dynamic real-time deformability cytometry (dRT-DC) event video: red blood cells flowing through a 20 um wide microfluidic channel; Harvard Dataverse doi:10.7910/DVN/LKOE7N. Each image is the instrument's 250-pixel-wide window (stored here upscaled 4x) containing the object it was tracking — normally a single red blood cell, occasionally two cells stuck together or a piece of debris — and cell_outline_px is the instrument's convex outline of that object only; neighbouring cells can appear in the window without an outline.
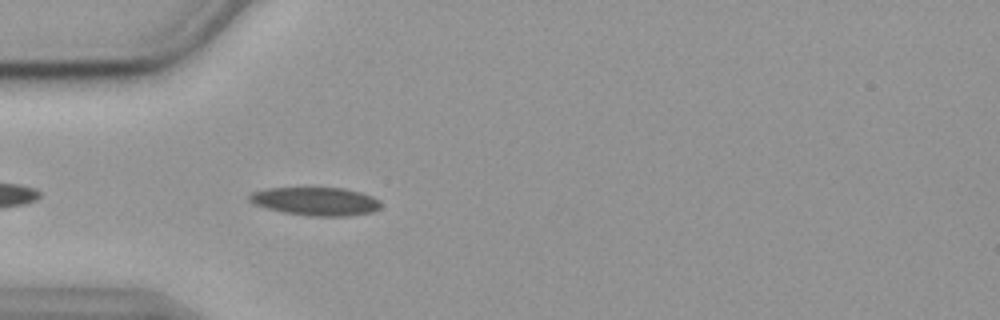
{"species": "common noctule bat (a hibernating species)", "species_latin": "Nyctalus noctula", "temperature_condition": "cold", "stored_images_in_passage": 39, "camera_frame_rate_fps": 3000, "um_per_image_px": 0.085, "animal": {"sex": "female", "body_mass_g": 19.9}, "frame": {"image": 1, "passage_image": 3, "time_ms": 0.667, "image_size_px": [1000, 320], "cell_outline_px": [[380, 208], [372, 212], [348, 216], [312, 216], [284, 212], [252, 204], [248, 200], [248, 196], [252, 192], [264, 188], [344, 188], [360, 192], [372, 196], [380, 200]], "centroid_in_image_um": [26.82, 17.11], "position_along_channel_um": 58.2, "area_um2": 21.68}}
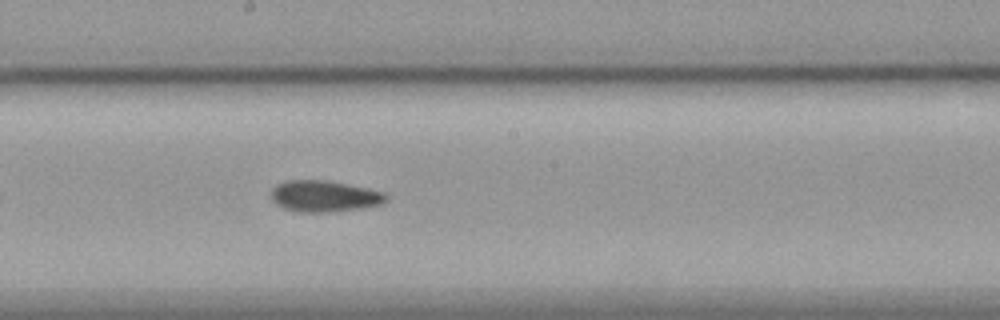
{"frame": {"image": 2, "passage_image": 17, "time_ms": 5.333, "image_size_px": [1000, 320], "cell_outline_px": [[388, 200], [384, 204], [360, 208], [332, 212], [296, 212], [284, 208], [276, 204], [272, 200], [272, 188], [276, 184], [288, 180], [324, 180], [384, 192], [388, 196]], "centroid_in_image_um": [27.56, 16.69], "position_along_channel_um": 220.6, "area_um2": 20.92}}
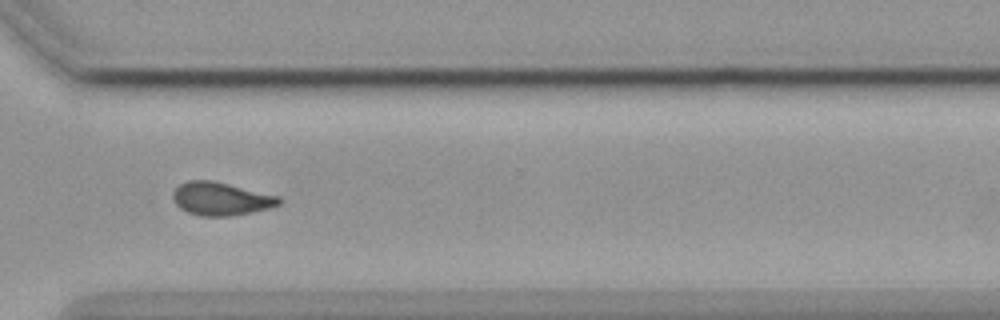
{"frame": {"image": 3, "passage_image": 28, "time_ms": 9.0, "image_size_px": [1000, 320], "cell_outline_px": [[280, 204], [268, 208], [252, 212], [232, 216], [200, 216], [188, 212], [180, 208], [172, 200], [172, 192], [180, 184], [188, 180], [212, 180], [280, 196]], "centroid_in_image_um": [18.75, 16.89], "position_along_channel_um": 351.8, "area_um2": 20.52}, "authors_computed_cell_mechanics": {"area_um2": 20.519, "velocity_mm_per_s": 3.5611, "shape_relaxation_time_tau1_ms": null, "shape_relaxation_time_tau2_ms": 3.4022, "deformation_change_tau1": null, "deformation_change_tau2": 0.0964}}